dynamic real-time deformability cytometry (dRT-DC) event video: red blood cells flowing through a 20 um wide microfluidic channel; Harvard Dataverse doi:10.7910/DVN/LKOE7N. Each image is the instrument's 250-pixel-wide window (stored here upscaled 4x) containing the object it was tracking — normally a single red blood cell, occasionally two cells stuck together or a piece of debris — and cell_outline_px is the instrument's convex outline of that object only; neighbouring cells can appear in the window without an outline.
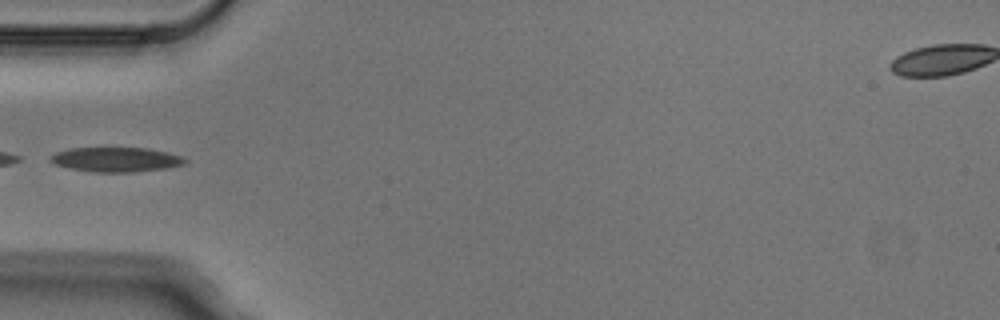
{"species": "Egyptian fruit bat (a non-hibernating species)", "species_latin": "Rousettus aegyptiacus", "temperature_condition": "cold", "stored_images_in_passage": 4, "camera_frame_rate_fps": 3000, "um_per_image_px": 0.085, "animal": {"sex": "male"}, "frame": {"image": 1, "passage_image": 3, "time_ms": 0.667, "image_size_px": [1000, 320], "cell_outline_px": [[188, 160], [184, 164], [164, 168], [132, 172], [96, 172], [72, 168], [56, 164], [48, 160], [56, 152], [68, 148], [148, 148], [168, 152], [184, 156]], "centroid_in_image_um": [9.9, 13.55], "position_along_channel_um": 75.1, "area_um2": 19.13}}
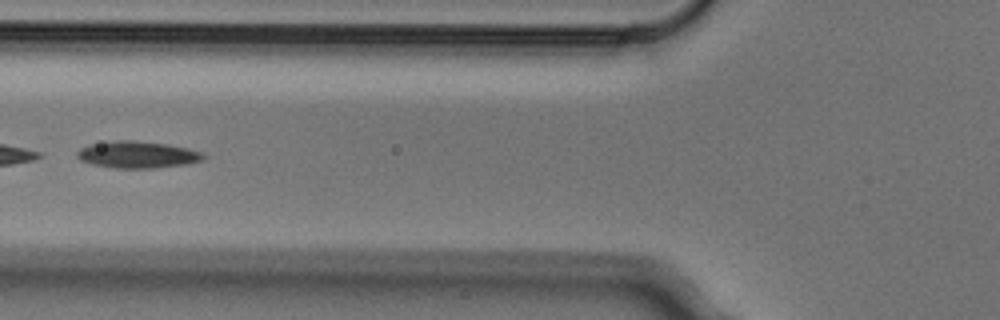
{"frame": {"image": 2, "passage_image": 4, "time_ms": 1.0, "image_size_px": [1000, 320], "cell_outline_px": [[208, 156], [204, 160], [184, 164], [156, 168], [112, 168], [92, 164], [80, 160], [76, 156], [76, 152], [80, 148], [92, 144], [116, 140], [132, 140], [168, 144], [188, 148], [204, 152]], "centroid_in_image_um": [11.72, 13.14], "position_along_channel_um": 114.1, "area_um2": 19.94}}